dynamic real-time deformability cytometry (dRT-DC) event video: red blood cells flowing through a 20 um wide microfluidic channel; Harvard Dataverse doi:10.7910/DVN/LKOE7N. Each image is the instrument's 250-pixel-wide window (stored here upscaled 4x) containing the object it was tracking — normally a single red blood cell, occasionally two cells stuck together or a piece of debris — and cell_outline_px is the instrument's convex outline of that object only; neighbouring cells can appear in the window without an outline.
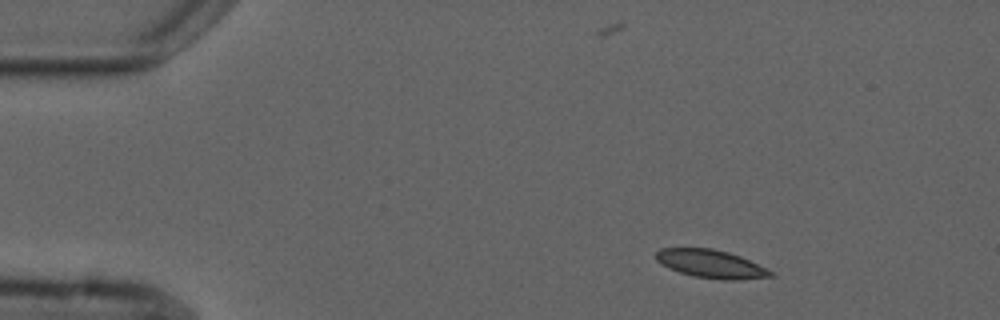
{"species": "common noctule bat (a hibernating species)", "species_latin": "Nyctalus noctula", "temperature_condition": "cold", "stored_images_in_passage": 3, "camera_frame_rate_fps": 3000, "um_per_image_px": 0.085, "animal": {"sex": "male", "forearm_length_mm": 52.5}, "frame": {"image": 1, "passage_image": 1, "time_ms": 0.0, "image_size_px": [1000, 320], "cell_outline_px": [[776, 276], [736, 280], [724, 280], [692, 276], [668, 268], [660, 264], [656, 260], [656, 252], [660, 248], [712, 248], [728, 252], [740, 256], [776, 272]], "centroid_in_image_um": [60.45, 22.44], "position_along_channel_um": 24.5, "area_um2": 19.02}}